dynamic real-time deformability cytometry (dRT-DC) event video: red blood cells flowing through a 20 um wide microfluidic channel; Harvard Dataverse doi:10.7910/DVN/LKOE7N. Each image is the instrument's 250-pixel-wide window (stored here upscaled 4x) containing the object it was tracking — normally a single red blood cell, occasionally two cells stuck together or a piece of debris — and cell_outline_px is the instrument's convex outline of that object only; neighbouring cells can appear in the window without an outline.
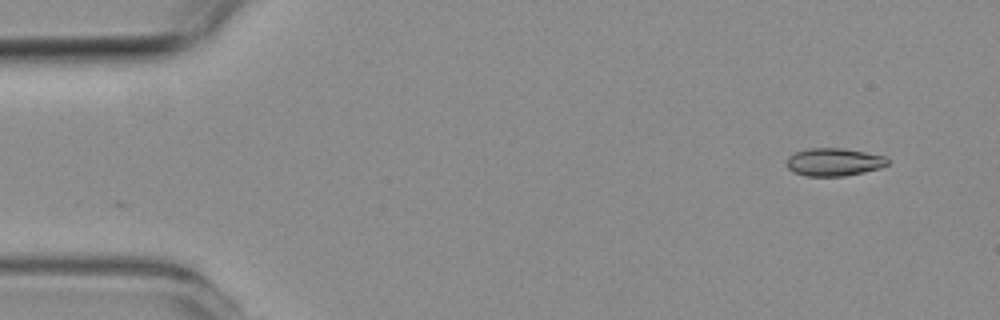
{"species": "common noctule bat (a hibernating species)", "species_latin": "Nyctalus noctula", "temperature_condition": "room temperature", "stored_images_in_passage": 5, "camera_frame_rate_fps": 3000, "um_per_image_px": 0.085, "animal": {"sex": "female", "body_mass_g": 19.3, "forearm_length_mm": 54.1}, "frame": {"image": 1, "passage_image": 2, "time_ms": 1.0, "image_size_px": [1000, 320], "cell_outline_px": [[888, 164], [880, 168], [864, 172], [844, 176], [808, 176], [792, 172], [788, 168], [788, 156], [796, 152], [808, 148], [844, 148], [884, 156], [888, 160]], "centroid_in_image_um": [70.88, 13.77], "position_along_channel_um": 14.1, "area_um2": 16.3}}
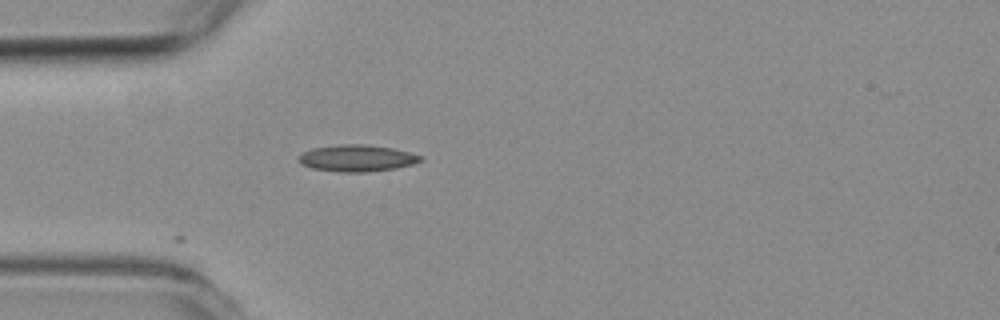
{"frame": {"image": 2, "passage_image": 5, "time_ms": 4.667, "image_size_px": [1000, 320], "cell_outline_px": [[424, 160], [412, 164], [396, 168], [368, 172], [336, 172], [312, 168], [300, 164], [296, 156], [312, 148], [340, 144], [364, 144], [392, 148], [424, 156]], "centroid_in_image_um": [30.32, 13.45], "position_along_channel_um": 54.7, "area_um2": 19.13}}